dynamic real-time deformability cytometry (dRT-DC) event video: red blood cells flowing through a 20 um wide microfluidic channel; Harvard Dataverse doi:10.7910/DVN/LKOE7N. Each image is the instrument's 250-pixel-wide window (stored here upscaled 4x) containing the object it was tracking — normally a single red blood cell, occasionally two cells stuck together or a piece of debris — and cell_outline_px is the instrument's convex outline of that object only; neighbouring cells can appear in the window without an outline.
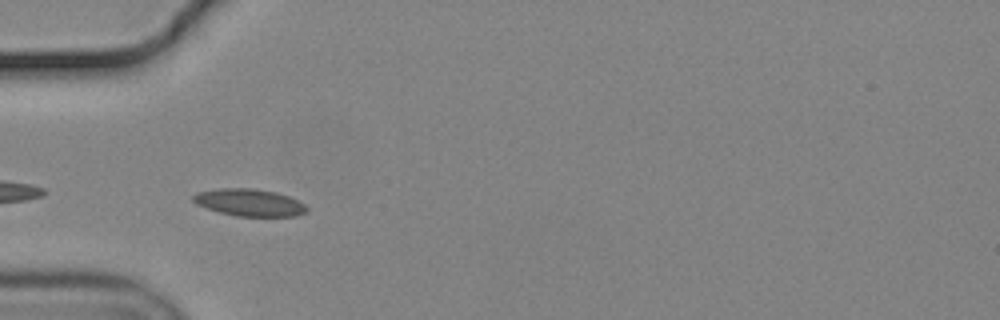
{"species": "common noctule bat (a hibernating species)", "species_latin": "Nyctalus noctula", "temperature_condition": "cold", "stored_images_in_passage": 7, "camera_frame_rate_fps": 3000, "um_per_image_px": 0.085, "animal": {"sex": "male", "body_mass_g": 19.2, "forearm_length_mm": 51.8}, "frame": {"image": 1, "passage_image": 1, "time_ms": 0.0, "image_size_px": [1000, 320], "cell_outline_px": [[308, 212], [296, 216], [236, 216], [220, 212], [196, 204], [192, 200], [192, 196], [196, 192], [216, 188], [252, 188], [276, 192], [288, 196], [304, 204], [308, 208]], "centroid_in_image_um": [21.18, 17.21], "position_along_channel_um": 63.8, "area_um2": 18.03}}
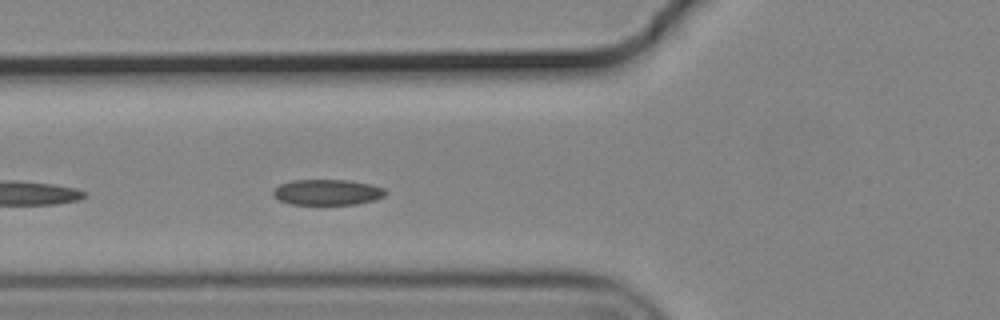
{"frame": {"image": 2, "passage_image": 4, "time_ms": 1.0, "image_size_px": [1000, 320], "cell_outline_px": [[388, 192], [384, 196], [376, 200], [356, 204], [288, 204], [272, 196], [272, 192], [280, 184], [292, 180], [348, 180], [372, 184], [384, 188]], "centroid_in_image_um": [27.85, 16.34], "position_along_channel_um": 98.0, "area_um2": 16.94}}